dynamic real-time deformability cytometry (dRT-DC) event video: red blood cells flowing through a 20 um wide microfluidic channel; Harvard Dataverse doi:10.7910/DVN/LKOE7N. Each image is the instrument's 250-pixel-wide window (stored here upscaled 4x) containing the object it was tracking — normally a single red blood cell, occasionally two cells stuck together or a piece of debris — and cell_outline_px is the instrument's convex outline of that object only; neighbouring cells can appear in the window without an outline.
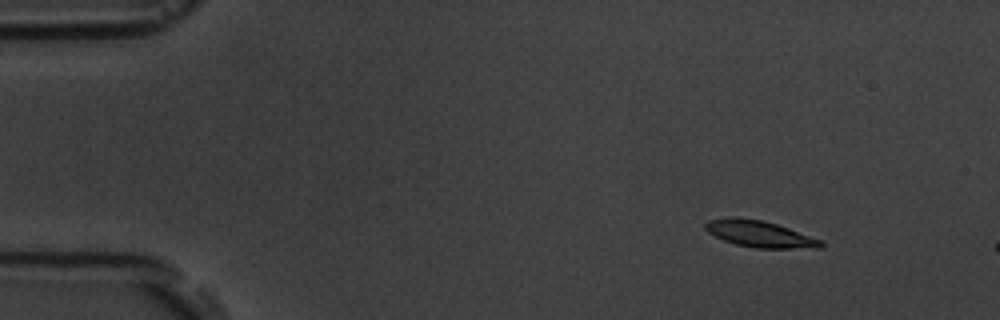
{"species": "common noctule bat (a hibernating species)", "species_latin": "Nyctalus noctula", "temperature_condition": "room temperature", "stored_images_in_passage": 4, "camera_frame_rate_fps": 3000, "um_per_image_px": 0.085, "animal": {"sex": "male", "body_mass_g": 19.5, "forearm_length_mm": 54.6}, "frame": {"image": 1, "passage_image": 2, "time_ms": 1.0, "image_size_px": [1000, 320], "cell_outline_px": [[824, 244], [820, 248], [756, 248], [736, 244], [724, 240], [708, 232], [704, 228], [704, 224], [708, 220], [728, 216], [736, 216], [760, 220], [776, 224], [824, 240]], "centroid_in_image_um": [64.57, 19.87], "position_along_channel_um": 20.4, "area_um2": 17.92}}